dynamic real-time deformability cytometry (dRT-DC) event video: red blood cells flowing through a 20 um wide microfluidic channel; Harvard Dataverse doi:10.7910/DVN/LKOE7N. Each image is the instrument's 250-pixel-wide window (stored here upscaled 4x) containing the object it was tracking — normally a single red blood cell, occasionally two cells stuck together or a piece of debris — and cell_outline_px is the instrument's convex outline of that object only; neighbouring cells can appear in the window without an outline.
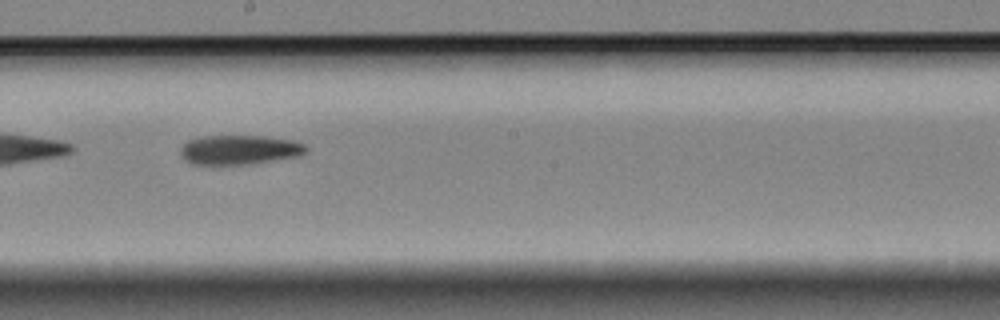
{"species": "Egyptian fruit bat (a non-hibernating species)", "species_latin": "Rousettus aegyptiacus", "temperature_condition": "cold", "stored_images_in_passage": 34, "camera_frame_rate_fps": 3000, "um_per_image_px": 0.085, "animal": {"sex": "female"}, "frame": {"image": 1, "passage_image": 15, "time_ms": 4.667, "image_size_px": [1000, 320], "cell_outline_px": [[308, 148], [300, 156], [248, 164], [192, 164], [184, 160], [180, 152], [180, 148], [188, 140], [204, 136], [260, 136], [292, 140], [304, 144]], "centroid_in_image_um": [20.33, 12.73], "position_along_channel_um": 227.9, "area_um2": 21.39}}